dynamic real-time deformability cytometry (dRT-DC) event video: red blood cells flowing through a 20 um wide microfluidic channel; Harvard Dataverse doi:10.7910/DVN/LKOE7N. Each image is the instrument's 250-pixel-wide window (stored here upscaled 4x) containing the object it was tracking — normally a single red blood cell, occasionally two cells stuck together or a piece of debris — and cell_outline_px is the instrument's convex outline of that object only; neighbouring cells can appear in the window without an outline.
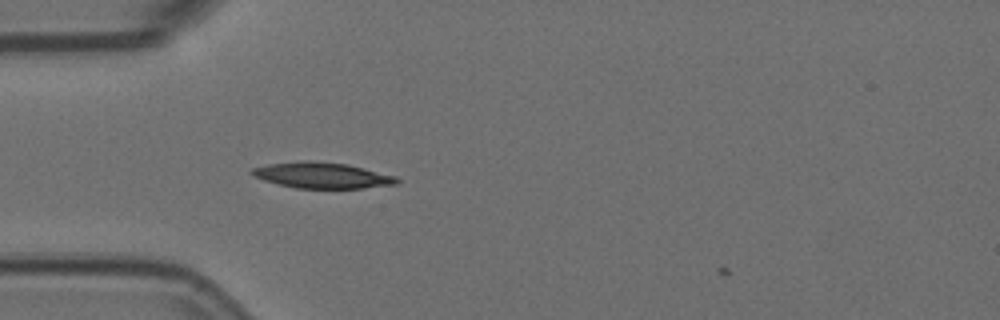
{"species": "Egyptian fruit bat (a non-hibernating species)", "species_latin": "Rousettus aegyptiacus", "temperature_condition": "room temperature", "stored_images_in_passage": 6, "camera_frame_rate_fps": 3000, "um_per_image_px": 0.085, "animal": {"sex": "female"}, "frame": {"image": 1, "passage_image": 5, "time_ms": 1.333, "image_size_px": [1000, 320], "cell_outline_px": [[400, 180], [396, 184], [364, 188], [296, 188], [264, 180], [248, 172], [252, 168], [268, 164], [304, 160], [312, 160], [348, 164], [396, 176]], "centroid_in_image_um": [27.39, 14.89], "position_along_channel_um": 57.6, "area_um2": 21.79}}